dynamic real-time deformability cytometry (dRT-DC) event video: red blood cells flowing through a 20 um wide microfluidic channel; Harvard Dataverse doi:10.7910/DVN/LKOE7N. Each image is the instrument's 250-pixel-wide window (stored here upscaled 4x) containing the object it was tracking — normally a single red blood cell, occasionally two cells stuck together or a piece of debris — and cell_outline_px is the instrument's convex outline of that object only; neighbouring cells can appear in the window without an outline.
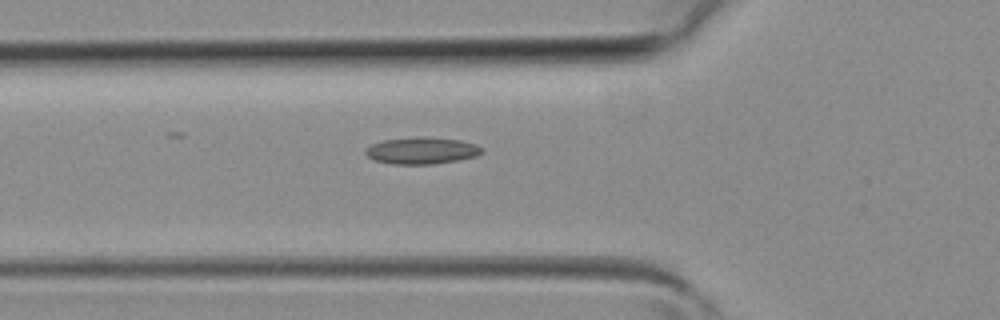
{"species": "common noctule bat (a hibernating species)", "species_latin": "Nyctalus noctula", "temperature_condition": "room temperature", "stored_images_in_passage": 4, "camera_frame_rate_fps": 3000, "um_per_image_px": 0.085, "animal": {"sex": "female", "body_mass_g": 19.3, "forearm_length_mm": 54.1}, "frame": {"image": 1, "passage_image": 4, "time_ms": 1.0, "image_size_px": [1000, 320], "cell_outline_px": [[484, 152], [476, 156], [456, 160], [432, 164], [392, 164], [376, 160], [368, 156], [364, 152], [364, 148], [372, 144], [384, 140], [424, 136], [460, 140], [476, 144], [484, 148]], "centroid_in_image_um": [35.87, 12.79], "position_along_channel_um": 89.9, "area_um2": 18.15}}